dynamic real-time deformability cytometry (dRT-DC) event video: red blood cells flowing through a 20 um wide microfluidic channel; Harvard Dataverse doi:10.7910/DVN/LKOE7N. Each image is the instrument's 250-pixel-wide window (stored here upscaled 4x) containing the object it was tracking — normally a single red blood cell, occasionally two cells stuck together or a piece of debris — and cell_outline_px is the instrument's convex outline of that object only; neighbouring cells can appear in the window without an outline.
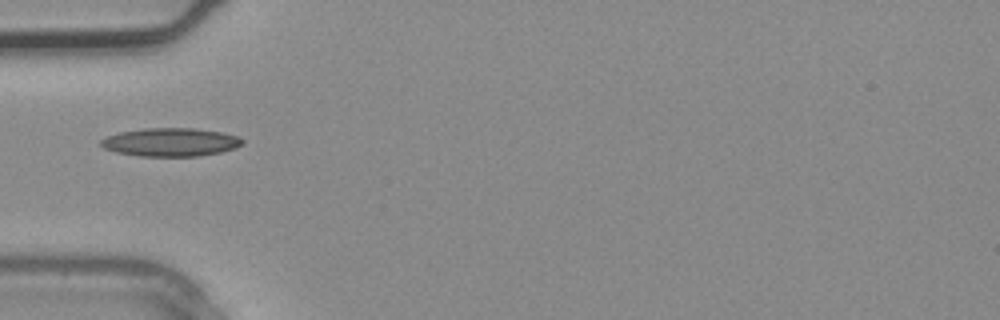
{"species": "common noctule bat (a hibernating species)", "species_latin": "Nyctalus noctula", "temperature_condition": "warm", "stored_images_in_passage": 1, "camera_frame_rate_fps": 3000, "um_per_image_px": 0.085, "animal": {"sex": "male", "body_mass_g": 20.4}, "frame": {"image": 1, "passage_image": 1, "time_ms": 0.0, "image_size_px": [1000, 320], "cell_outline_px": [[244, 144], [236, 148], [220, 152], [200, 156], [140, 156], [116, 152], [104, 148], [100, 144], [100, 140], [108, 136], [120, 132], [144, 128], [192, 128], [220, 132], [236, 136], [244, 140]], "centroid_in_image_um": [14.51, 12.08], "position_along_channel_um": 70.5, "area_um2": 23.29}}